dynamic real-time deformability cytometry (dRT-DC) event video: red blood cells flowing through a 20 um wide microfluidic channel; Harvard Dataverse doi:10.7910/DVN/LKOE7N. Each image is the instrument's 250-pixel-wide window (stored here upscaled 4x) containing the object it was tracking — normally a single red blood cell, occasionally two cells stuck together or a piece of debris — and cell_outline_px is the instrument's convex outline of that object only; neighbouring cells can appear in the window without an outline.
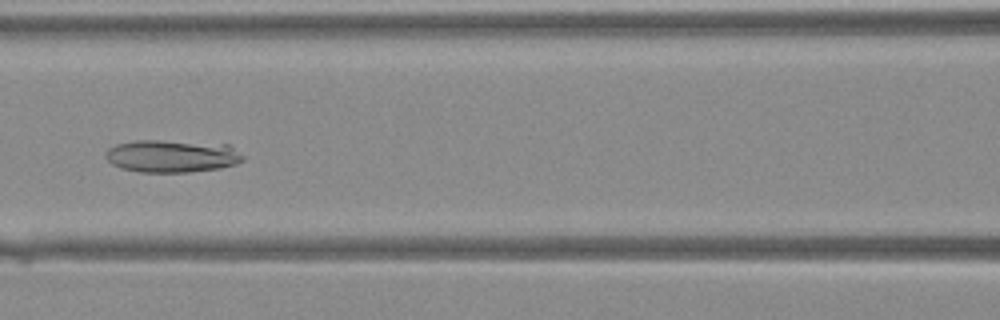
{"species": "Egyptian fruit bat (a non-hibernating species)", "species_latin": "Rousettus aegyptiacus", "temperature_condition": "warm", "stored_images_in_passage": 43, "camera_frame_rate_fps": 3000, "um_per_image_px": 0.085, "animal": {"sex": "female"}, "frame": {"image": 1, "passage_image": 21, "time_ms": 6.667, "image_size_px": [1000, 320], "cell_outline_px": [[244, 160], [236, 164], [220, 168], [188, 172], [140, 172], [120, 168], [112, 164], [104, 156], [104, 152], [108, 148], [116, 144], [136, 140], [160, 140], [228, 144], [244, 156]], "centroid_in_image_um": [14.59, 13.26], "position_along_channel_um": 152.0, "area_um2": 26.24}}
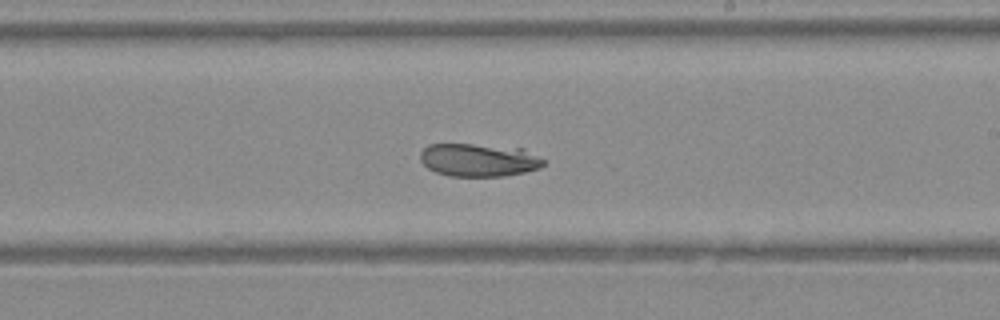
{"frame": {"image": 2, "passage_image": 27, "time_ms": 8.667, "image_size_px": [1000, 320], "cell_outline_px": [[544, 164], [540, 168], [524, 172], [504, 176], [448, 176], [436, 172], [428, 168], [420, 160], [420, 152], [428, 144], [472, 144], [524, 148], [544, 160]], "centroid_in_image_um": [40.68, 13.6], "position_along_channel_um": 248.3, "area_um2": 23.76}}
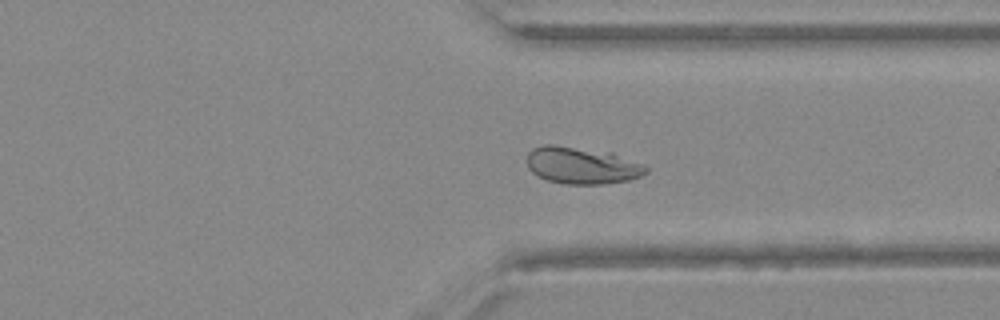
{"frame": {"image": 3, "passage_image": 34, "time_ms": 11.0, "image_size_px": [1000, 320], "cell_outline_px": [[648, 172], [640, 176], [628, 180], [604, 184], [564, 184], [548, 180], [532, 172], [528, 168], [528, 152], [532, 148], [544, 144], [552, 144], [612, 152], [640, 164], [648, 168]], "centroid_in_image_um": [49.44, 14.06], "position_along_channel_um": 362.0, "area_um2": 25.49}}